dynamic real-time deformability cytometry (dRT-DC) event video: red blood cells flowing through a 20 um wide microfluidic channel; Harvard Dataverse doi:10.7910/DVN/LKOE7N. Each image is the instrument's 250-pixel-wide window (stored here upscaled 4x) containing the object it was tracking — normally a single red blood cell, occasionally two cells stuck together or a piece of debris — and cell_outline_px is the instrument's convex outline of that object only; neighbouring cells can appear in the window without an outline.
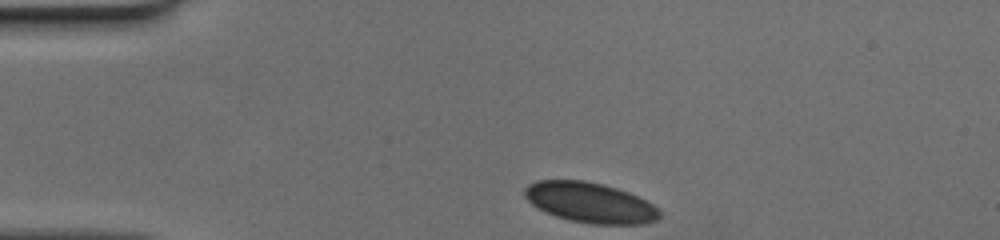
{"species": "human", "species_latin": "Homo sapiens", "temperature_condition": "cold", "stored_images_in_passage": 40, "camera_frame_rate_fps": 3000, "um_per_image_px": 0.085, "donor": {"sex": "female"}, "frame": {"image": 1, "passage_image": 1, "time_ms": 0.0, "image_size_px": [1000, 240], "cell_outline_px": [[660, 216], [656, 220], [644, 224], [592, 224], [572, 220], [556, 216], [544, 212], [536, 208], [524, 196], [524, 188], [528, 184], [536, 180], [584, 180], [604, 184], [628, 192], [652, 204], [660, 212]], "centroid_in_image_um": [50.11, 17.21], "position_along_channel_um": 34.9, "area_um2": 31.62}}
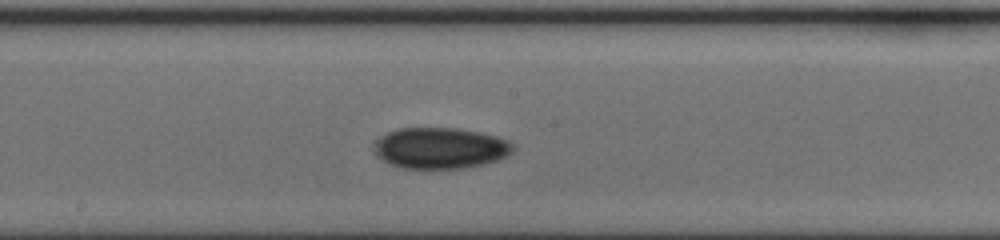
{"frame": {"image": 2, "passage_image": 18, "time_ms": 5.667, "image_size_px": [1000, 240], "cell_outline_px": [[516, 148], [512, 152], [496, 160], [484, 164], [464, 168], [400, 168], [388, 164], [376, 156], [372, 148], [372, 144], [380, 136], [396, 128], [456, 128], [480, 132], [496, 136], [508, 140]], "centroid_in_image_um": [37.36, 12.58], "position_along_channel_um": 210.8, "area_um2": 33.58}}
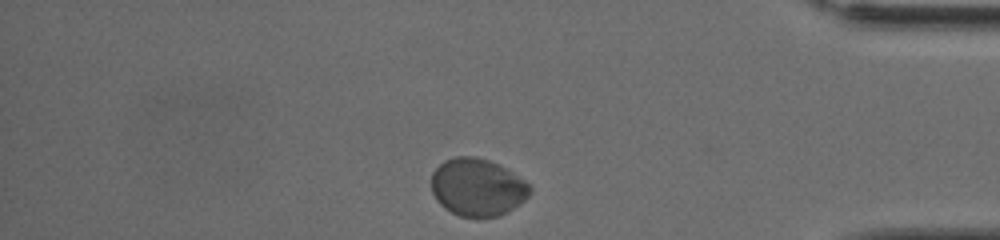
{"frame": {"image": 3, "passage_image": 34, "time_ms": 11.0, "image_size_px": [1000, 240], "cell_outline_px": [[532, 192], [520, 204], [508, 212], [500, 216], [460, 216], [444, 208], [436, 200], [432, 192], [432, 172], [444, 160], [456, 156], [476, 156], [488, 160], [508, 168], [532, 184]], "centroid_in_image_um": [40.62, 15.9], "position_along_channel_um": 394.6, "area_um2": 33.41}}